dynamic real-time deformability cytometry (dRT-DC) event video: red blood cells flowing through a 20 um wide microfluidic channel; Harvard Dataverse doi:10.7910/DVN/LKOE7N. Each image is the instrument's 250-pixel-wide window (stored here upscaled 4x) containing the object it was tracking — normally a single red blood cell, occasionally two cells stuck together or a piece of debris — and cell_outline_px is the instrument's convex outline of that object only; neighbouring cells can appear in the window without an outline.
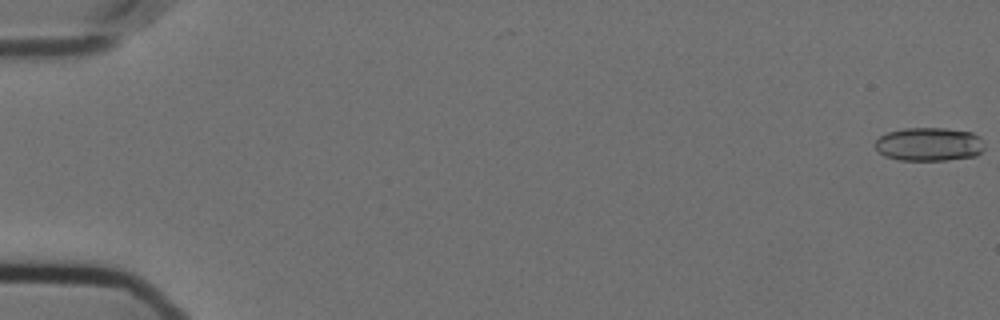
{"species": "Egyptian fruit bat (a non-hibernating species)", "species_latin": "Rousettus aegyptiacus", "temperature_condition": "cold", "stored_images_in_passage": 58, "camera_frame_rate_fps": 3000, "um_per_image_px": 0.085, "animal": {"sex": "female"}, "frame": {"image": 1, "passage_image": 1, "time_ms": 0.0, "image_size_px": [1000, 320], "cell_outline_px": [[984, 148], [976, 156], [948, 160], [900, 160], [884, 156], [876, 148], [876, 140], [880, 136], [888, 132], [904, 128], [944, 128], [972, 132], [980, 136], [984, 144]], "centroid_in_image_um": [79.0, 12.26], "position_along_channel_um": 6.0, "area_um2": 21.44}}
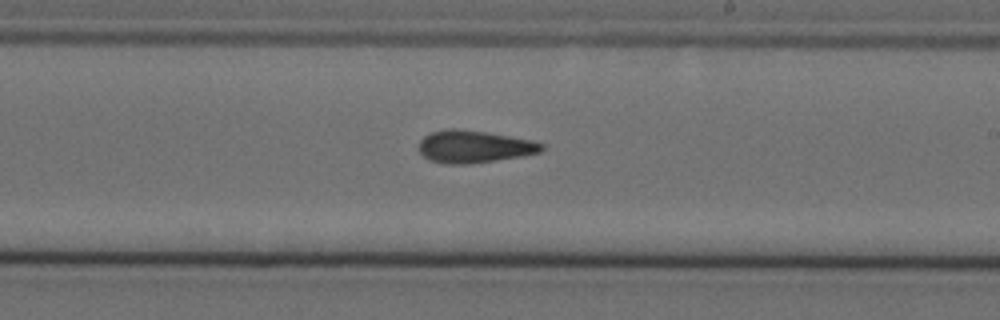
{"frame": {"image": 2, "passage_image": 35, "time_ms": 11.333, "image_size_px": [1000, 320], "cell_outline_px": [[544, 148], [540, 152], [520, 156], [496, 160], [468, 164], [444, 164], [428, 160], [416, 148], [420, 140], [424, 136], [432, 132], [444, 128], [456, 128], [488, 132], [532, 140], [544, 144]], "centroid_in_image_um": [40.24, 12.45], "position_along_channel_um": 248.8, "area_um2": 23.41}}
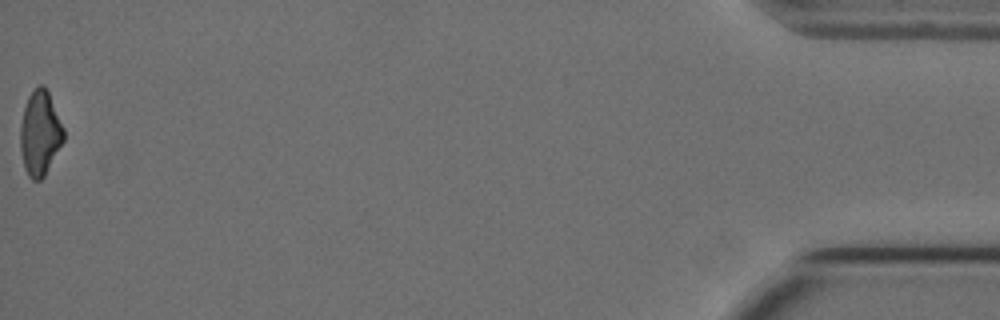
{"frame": {"image": 3, "passage_image": 58, "time_ms": 19.0, "image_size_px": [1000, 320], "cell_outline_px": [[64, 140], [44, 176], [40, 180], [32, 180], [28, 176], [24, 168], [20, 148], [20, 124], [24, 108], [28, 96], [40, 84], [44, 84], [48, 92], [64, 128]], "centroid_in_image_um": [3.39, 11.33], "position_along_channel_um": 431.8, "area_um2": 21.27}, "authors_computed_cell_mechanics": {"area_um2": 22.4842, "velocity_mm_per_s": 3.6044, "shape_relaxation_time_tau1_ms": null, "shape_relaxation_time_tau2_ms": 5.3195, "deformation_change_tau1": null, "deformation_change_tau2": 0.1374}}